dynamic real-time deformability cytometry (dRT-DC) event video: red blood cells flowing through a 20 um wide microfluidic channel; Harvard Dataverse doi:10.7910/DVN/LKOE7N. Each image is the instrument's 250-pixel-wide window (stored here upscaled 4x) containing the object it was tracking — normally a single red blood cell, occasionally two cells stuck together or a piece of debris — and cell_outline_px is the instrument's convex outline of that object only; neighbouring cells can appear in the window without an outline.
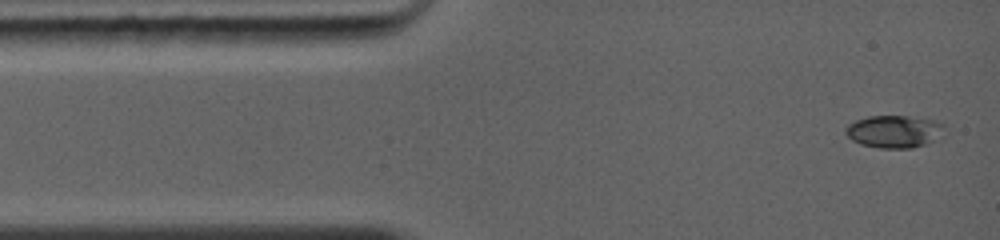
{"species": "common noctule bat (a hibernating species)", "species_latin": "Nyctalus noctula", "temperature_condition": "warm", "stored_images_in_passage": 42, "camera_frame_rate_fps": 5000, "um_per_image_px": 0.085, "animal": {"sex": "female", "body_mass_g": 19.0, "forearm_length_mm": 56.7}, "frame": {"image": 1, "passage_image": 1, "time_ms": 0.0, "image_size_px": [1000, 240], "cell_outline_px": [[944, 124], [932, 140], [924, 144], [912, 148], [880, 148], [860, 144], [852, 140], [844, 132], [844, 128], [848, 124], [856, 120], [868, 116], [908, 116], [936, 120]], "centroid_in_image_um": [75.9, 11.16], "position_along_channel_um": 9.1, "area_um2": 18.32}}
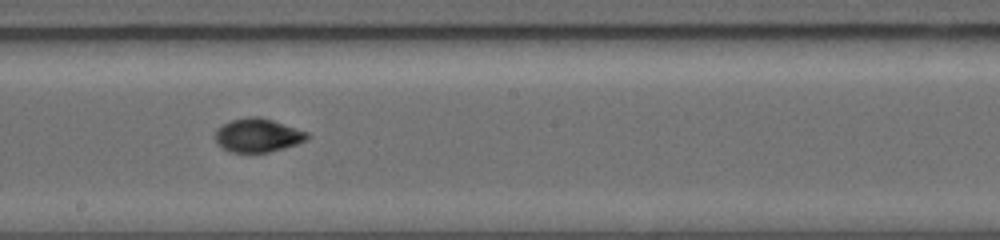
{"frame": {"image": 2, "passage_image": 19, "time_ms": 6.4, "image_size_px": [1000, 240], "cell_outline_px": [[308, 136], [304, 140], [296, 144], [284, 148], [268, 152], [228, 152], [216, 144], [216, 128], [232, 120], [248, 116], [260, 116], [308, 132]], "centroid_in_image_um": [21.87, 11.5], "position_along_channel_um": 226.3, "area_um2": 17.92}}
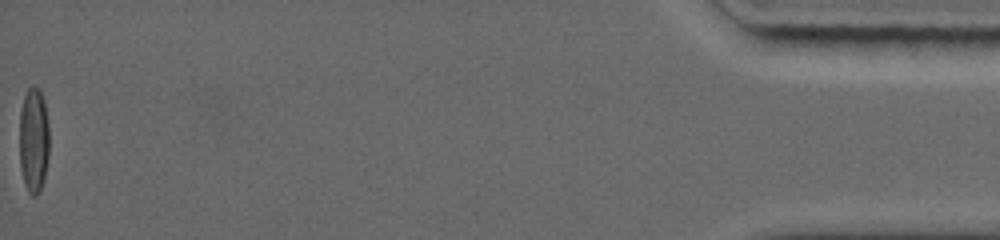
{"frame": {"image": 3, "passage_image": 42, "time_ms": 14.4, "image_size_px": [1000, 240], "cell_outline_px": [[48, 156], [44, 176], [40, 192], [36, 196], [32, 196], [28, 192], [24, 184], [20, 168], [20, 112], [24, 96], [28, 88], [32, 84], [40, 92], [44, 100], [48, 124]], "centroid_in_image_um": [2.85, 11.94], "position_along_channel_um": 432.4, "area_um2": 18.26}, "authors_computed_cell_mechanics": {"area_um2": 17.7735, "velocity_mm_per_s": 4.384, "shape_relaxation_time_tau1_ms": 6.3665, "shape_relaxation_time_tau2_ms": 1.5066, "deformation_change_tau1": 0.2359, "deformation_change_tau2": 0.0373}}